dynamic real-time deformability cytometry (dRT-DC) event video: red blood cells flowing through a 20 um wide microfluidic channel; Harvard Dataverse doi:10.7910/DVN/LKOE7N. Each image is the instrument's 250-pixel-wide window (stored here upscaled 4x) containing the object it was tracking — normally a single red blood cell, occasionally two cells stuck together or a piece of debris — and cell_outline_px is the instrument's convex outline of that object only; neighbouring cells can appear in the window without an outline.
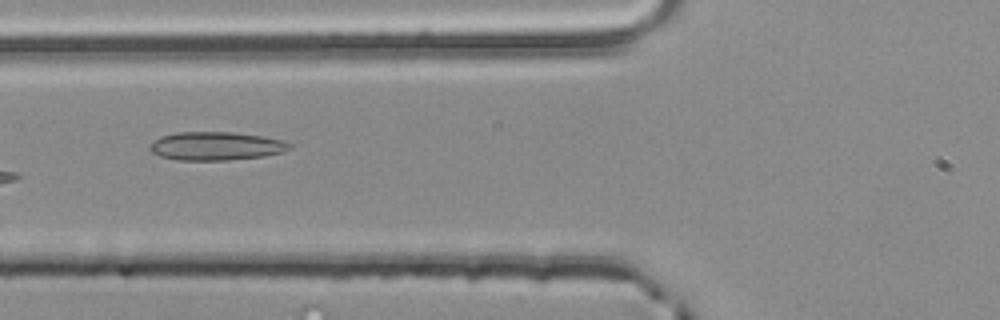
{"species": "common noctule bat (a hibernating species)", "species_latin": "Nyctalus noctula", "temperature_condition": "room temperature", "stored_images_in_passage": 5, "camera_frame_rate_fps": 3000, "um_per_image_px": 0.085, "animal": {"sex": "male", "body_mass_g": 20.4}, "frame": {"image": 1, "passage_image": 5, "time_ms": 1.333, "image_size_px": [1000, 320], "cell_outline_px": [[292, 148], [280, 152], [264, 156], [228, 160], [176, 160], [160, 156], [152, 152], [148, 148], [160, 136], [176, 132], [232, 132], [264, 136], [284, 140], [292, 144]], "centroid_in_image_um": [18.38, 12.41], "position_along_channel_um": 107.4, "area_um2": 23.18}}